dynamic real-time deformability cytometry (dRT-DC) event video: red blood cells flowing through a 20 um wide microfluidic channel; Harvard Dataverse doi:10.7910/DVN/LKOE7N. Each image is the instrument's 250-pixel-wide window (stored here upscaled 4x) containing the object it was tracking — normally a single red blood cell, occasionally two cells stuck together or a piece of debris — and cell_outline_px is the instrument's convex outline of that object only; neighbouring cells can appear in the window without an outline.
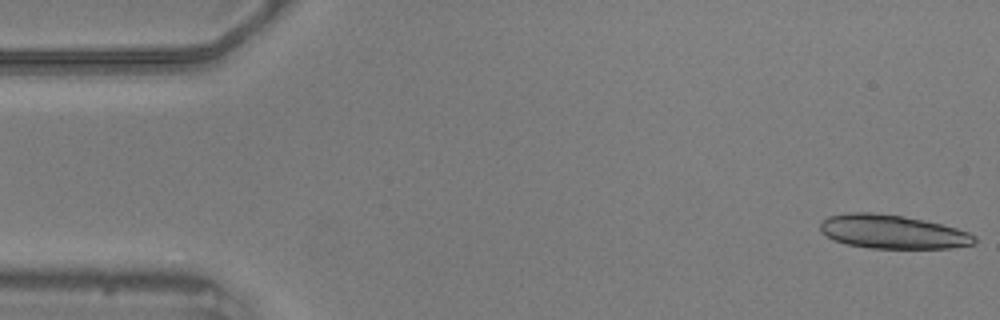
{"species": "common noctule bat (a hibernating species)", "species_latin": "Nyctalus noctula", "temperature_condition": "warm", "stored_images_in_passage": 57, "segment_of_instrument_passage": [1, 2], "camera_frame_rate_fps": 3000, "um_per_image_px": 0.085, "animal": {"sex": "male", "body_mass_g": 20.5, "forearm_length_mm": 52.5}, "frame": {"image": 1, "passage_image": 1, "time_ms": 0.0, "image_size_px": [1000, 320], "cell_outline_px": [[976, 244], [952, 248], [868, 248], [848, 244], [832, 240], [820, 232], [820, 224], [828, 216], [848, 212], [872, 212], [904, 216], [924, 220], [956, 228], [968, 232], [976, 236]], "centroid_in_image_um": [75.85, 19.7], "position_along_channel_um": 9.1, "area_um2": 30.52}}